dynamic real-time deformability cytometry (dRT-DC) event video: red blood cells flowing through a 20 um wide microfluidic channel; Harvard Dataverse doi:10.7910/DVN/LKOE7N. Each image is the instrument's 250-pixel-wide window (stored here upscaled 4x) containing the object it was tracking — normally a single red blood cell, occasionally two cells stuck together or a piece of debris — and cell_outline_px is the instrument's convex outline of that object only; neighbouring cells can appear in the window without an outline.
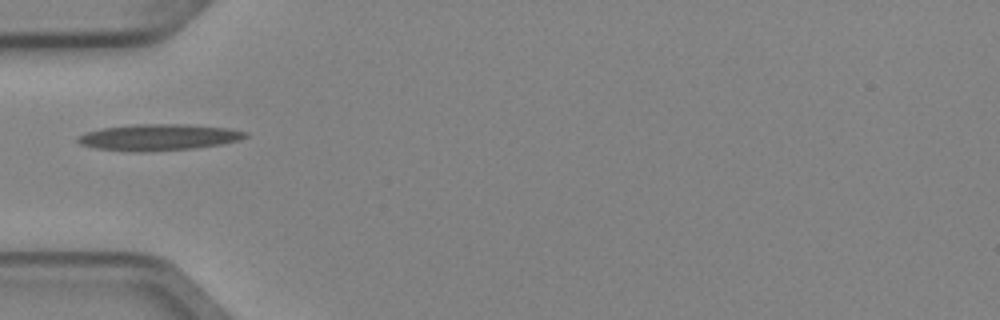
{"species": "Egyptian fruit bat (a non-hibernating species)", "species_latin": "Rousettus aegyptiacus", "temperature_condition": "cold", "stored_images_in_passage": 3, "camera_frame_rate_fps": 3000, "um_per_image_px": 0.085, "animal": {"sex": "female"}, "frame": {"image": 1, "passage_image": 2, "time_ms": 0.333, "image_size_px": [1000, 320], "cell_outline_px": [[248, 136], [240, 140], [220, 144], [192, 148], [144, 152], [136, 152], [96, 148], [80, 144], [76, 140], [76, 136], [84, 132], [104, 128], [136, 124], [184, 124], [232, 128], [248, 132]], "centroid_in_image_um": [13.48, 11.66], "position_along_channel_um": 71.5, "area_um2": 25.78}}
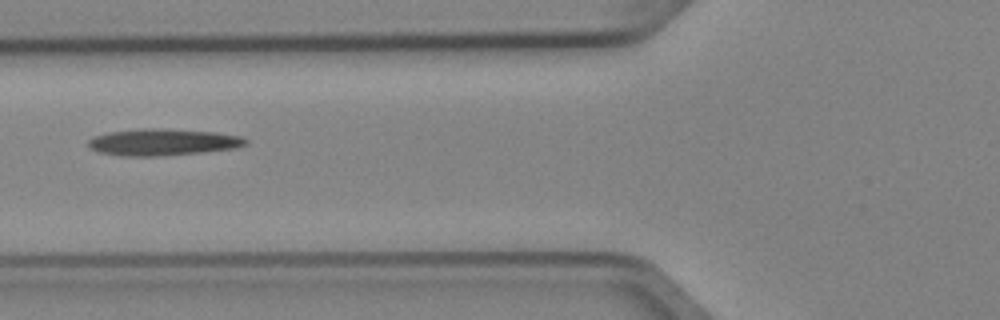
{"frame": {"image": 2, "passage_image": 3, "time_ms": 0.667, "image_size_px": [1000, 320], "cell_outline_px": [[248, 144], [236, 148], [200, 152], [156, 156], [124, 156], [100, 152], [88, 148], [88, 140], [92, 136], [112, 132], [144, 128], [164, 128], [216, 132], [240, 136], [248, 140]], "centroid_in_image_um": [13.84, 12.07], "position_along_channel_um": 112.0, "area_um2": 24.45}}